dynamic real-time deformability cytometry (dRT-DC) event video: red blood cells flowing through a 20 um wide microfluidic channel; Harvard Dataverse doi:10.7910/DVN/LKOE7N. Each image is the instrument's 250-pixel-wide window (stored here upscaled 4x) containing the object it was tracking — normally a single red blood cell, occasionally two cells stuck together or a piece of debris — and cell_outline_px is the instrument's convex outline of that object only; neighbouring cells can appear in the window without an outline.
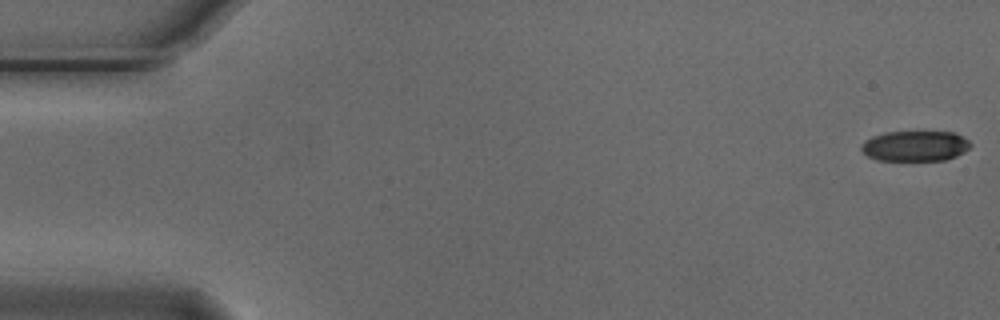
{"species": "Egyptian fruit bat (a non-hibernating species)", "species_latin": "Rousettus aegyptiacus", "temperature_condition": "cold", "stored_images_in_passage": 7, "camera_frame_rate_fps": 3000, "um_per_image_px": 0.085, "animal": {"sex": "male"}, "frame": {"image": 1, "passage_image": 1, "time_ms": 0.0, "image_size_px": [1000, 320], "cell_outline_px": [[972, 144], [964, 152], [956, 156], [944, 160], [876, 160], [868, 156], [860, 148], [860, 144], [864, 140], [872, 136], [884, 132], [952, 132], [968, 140]], "centroid_in_image_um": [77.74, 12.41], "position_along_channel_um": 7.3, "area_um2": 19.31}}
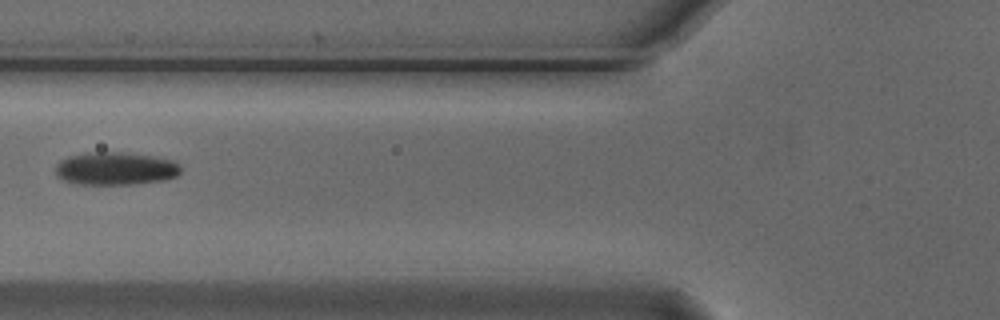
{"frame": {"image": 2, "passage_image": 6, "time_ms": 1.667, "image_size_px": [1000, 320], "cell_outline_px": [[180, 172], [176, 176], [164, 180], [136, 184], [76, 184], [64, 180], [56, 172], [56, 164], [60, 160], [68, 156], [88, 152], [124, 152], [156, 156], [172, 160], [180, 164]], "centroid_in_image_um": [9.84, 14.32], "position_along_channel_um": 116.0, "area_um2": 24.16}}
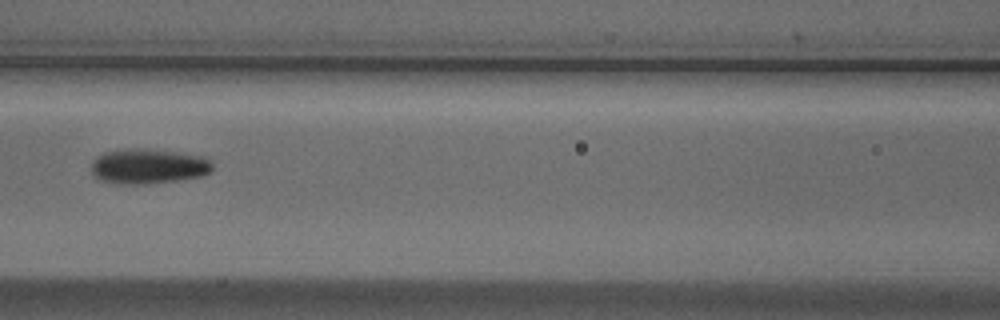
{"frame": {"image": 3, "passage_image": 7, "time_ms": 2.0, "image_size_px": [1000, 320], "cell_outline_px": [[212, 172], [204, 176], [180, 180], [144, 184], [120, 184], [100, 180], [92, 172], [92, 160], [96, 156], [104, 152], [128, 148], [144, 148], [180, 152], [204, 156], [212, 160]], "centroid_in_image_um": [12.65, 14.12], "position_along_channel_um": 153.9, "area_um2": 25.2}}